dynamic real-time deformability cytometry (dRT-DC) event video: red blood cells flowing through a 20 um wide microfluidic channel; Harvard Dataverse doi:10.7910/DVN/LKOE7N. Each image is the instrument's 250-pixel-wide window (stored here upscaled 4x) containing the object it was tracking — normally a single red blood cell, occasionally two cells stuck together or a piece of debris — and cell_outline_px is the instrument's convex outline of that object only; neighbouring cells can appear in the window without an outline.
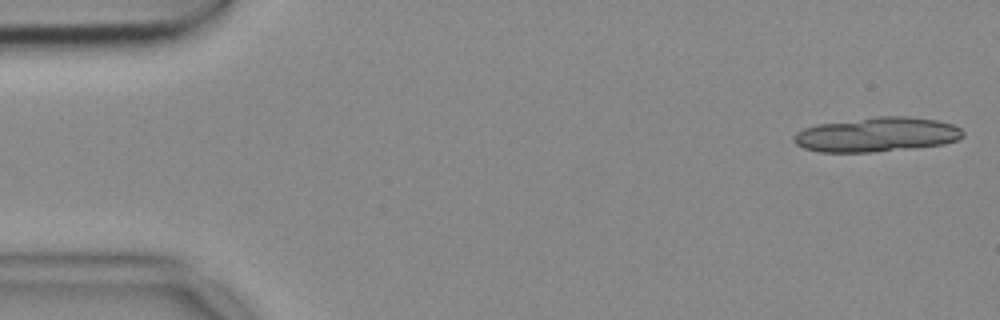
{"species": "common noctule bat (a hibernating species)", "species_latin": "Nyctalus noctula", "temperature_condition": "cold", "stored_images_in_passage": 18, "camera_frame_rate_fps": 3000, "um_per_image_px": 0.085, "animal": {"sex": "female", "body_mass_g": 18.4}, "frame": {"image": 1, "passage_image": 1, "time_ms": 0.0, "image_size_px": [1000, 320], "cell_outline_px": [[964, 136], [956, 140], [944, 144], [912, 148], [872, 152], [820, 152], [804, 148], [796, 144], [792, 140], [792, 136], [796, 132], [804, 128], [816, 124], [876, 116], [908, 116], [936, 120], [952, 124], [960, 128], [964, 132]], "centroid_in_image_um": [74.5, 11.43], "position_along_channel_um": 10.5, "area_um2": 34.22}}